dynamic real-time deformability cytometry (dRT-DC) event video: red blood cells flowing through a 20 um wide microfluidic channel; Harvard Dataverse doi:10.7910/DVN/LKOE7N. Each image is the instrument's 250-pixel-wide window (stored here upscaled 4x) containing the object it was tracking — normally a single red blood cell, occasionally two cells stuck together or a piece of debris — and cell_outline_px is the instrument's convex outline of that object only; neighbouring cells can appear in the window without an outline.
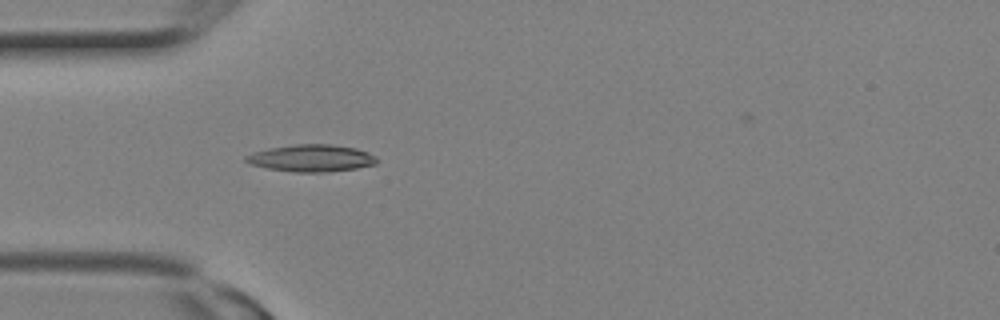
{"species": "Egyptian fruit bat (a non-hibernating species)", "species_latin": "Rousettus aegyptiacus", "temperature_condition": "room temperature", "stored_images_in_passage": 2, "camera_frame_rate_fps": 3000, "um_per_image_px": 0.085, "animal": {"sex": "female"}, "frame": {"image": 1, "passage_image": 1, "time_ms": 0.0, "image_size_px": [1000, 320], "cell_outline_px": [[380, 160], [376, 164], [356, 168], [328, 172], [296, 172], [268, 168], [252, 164], [244, 160], [244, 156], [252, 152], [268, 148], [296, 144], [332, 144], [356, 148], [368, 152], [376, 156]], "centroid_in_image_um": [26.5, 13.43], "position_along_channel_um": 58.5, "area_um2": 20.75}}